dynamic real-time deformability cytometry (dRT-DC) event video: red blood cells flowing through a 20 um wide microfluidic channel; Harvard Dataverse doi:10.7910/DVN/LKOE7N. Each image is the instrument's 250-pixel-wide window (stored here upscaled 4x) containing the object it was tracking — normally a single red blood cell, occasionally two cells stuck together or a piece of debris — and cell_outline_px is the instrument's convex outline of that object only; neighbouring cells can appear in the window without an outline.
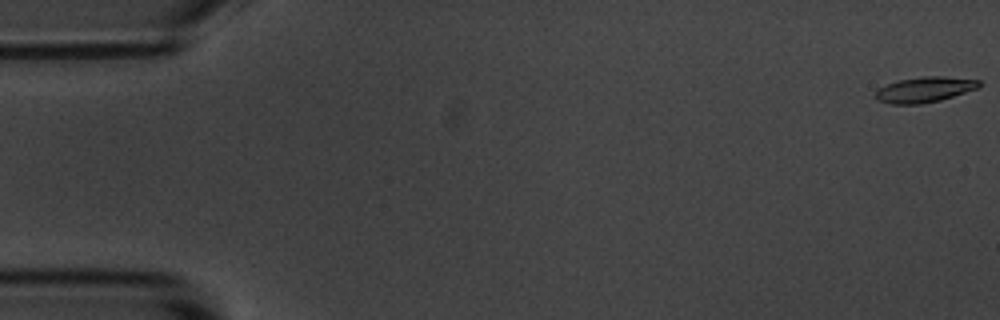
{"species": "common noctule bat (a hibernating species)", "species_latin": "Nyctalus noctula", "temperature_condition": "room temperature", "stored_images_in_passage": 4, "camera_frame_rate_fps": 3000, "um_per_image_px": 0.085, "animal": {"sex": "male", "body_mass_g": 20.1, "forearm_length_mm": 53.5}, "frame": {"image": 1, "passage_image": 1, "time_ms": 0.0, "image_size_px": [1000, 320], "cell_outline_px": [[980, 84], [976, 88], [940, 100], [920, 104], [892, 104], [876, 100], [872, 96], [876, 88], [900, 80], [924, 76], [944, 76], [980, 80]], "centroid_in_image_um": [78.5, 7.62], "position_along_channel_um": 6.5, "area_um2": 15.32}}